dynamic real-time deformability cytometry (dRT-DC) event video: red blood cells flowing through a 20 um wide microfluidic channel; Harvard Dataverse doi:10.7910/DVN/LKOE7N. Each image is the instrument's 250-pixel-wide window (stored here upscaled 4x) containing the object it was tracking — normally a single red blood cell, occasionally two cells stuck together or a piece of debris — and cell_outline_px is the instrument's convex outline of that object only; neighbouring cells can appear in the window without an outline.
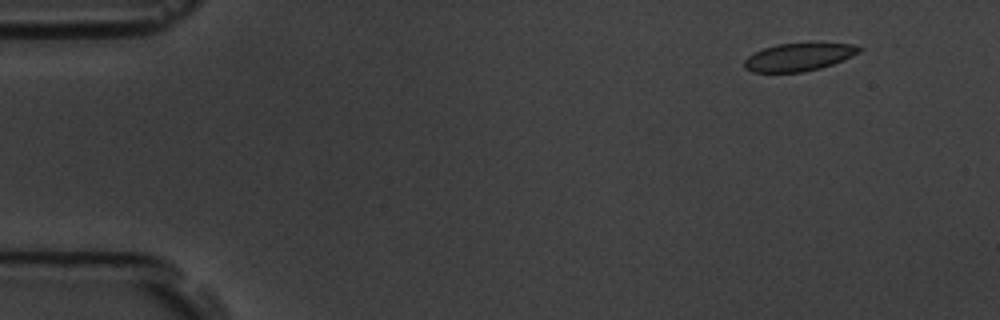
{"species": "common noctule bat (a hibernating species)", "species_latin": "Nyctalus noctula", "temperature_condition": "room temperature", "stored_images_in_passage": 4, "camera_frame_rate_fps": 3000, "um_per_image_px": 0.085, "animal": {"sex": "male", "body_mass_g": 19.5, "forearm_length_mm": 54.6}, "frame": {"image": 1, "passage_image": 1, "time_ms": 0.0, "image_size_px": [1000, 320], "cell_outline_px": [[864, 48], [860, 52], [832, 64], [820, 68], [804, 72], [752, 72], [744, 68], [744, 60], [748, 56], [764, 48], [776, 44], [852, 44]], "centroid_in_image_um": [67.86, 4.86], "position_along_channel_um": 17.1, "area_um2": 18.26}}
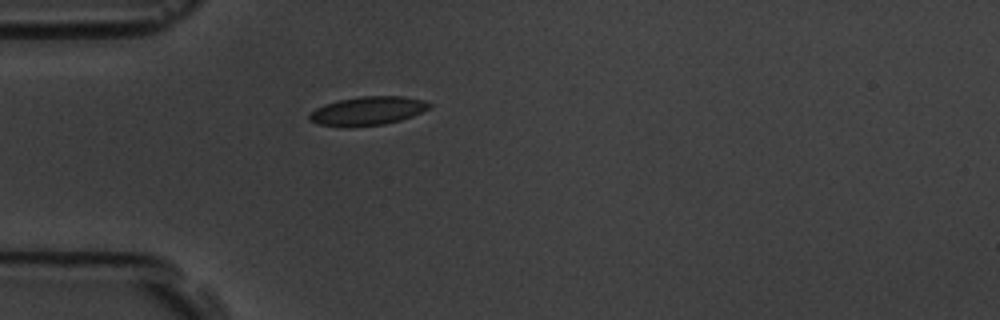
{"frame": {"image": 2, "passage_image": 4, "time_ms": 3.667, "image_size_px": [1000, 320], "cell_outline_px": [[432, 104], [428, 108], [412, 116], [400, 120], [384, 124], [352, 128], [344, 128], [316, 124], [308, 120], [308, 116], [316, 108], [324, 104], [340, 100], [360, 96], [404, 96], [424, 100]], "centroid_in_image_um": [31.2, 9.45], "position_along_channel_um": 53.8, "area_um2": 20.29}}